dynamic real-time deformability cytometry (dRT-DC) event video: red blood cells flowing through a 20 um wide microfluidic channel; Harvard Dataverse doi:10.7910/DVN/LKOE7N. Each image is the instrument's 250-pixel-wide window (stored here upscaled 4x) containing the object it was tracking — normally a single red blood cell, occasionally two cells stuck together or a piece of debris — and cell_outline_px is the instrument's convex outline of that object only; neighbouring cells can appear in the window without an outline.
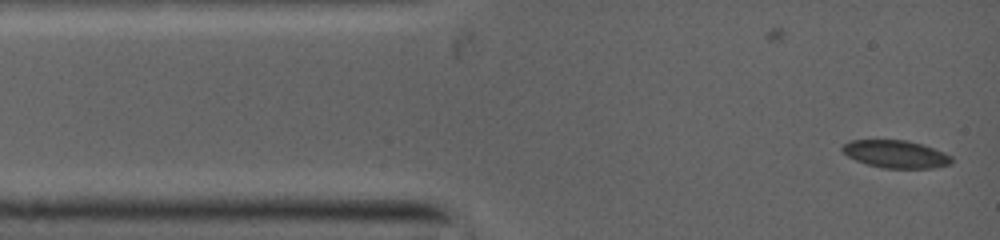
{"species": "common noctule bat (a hibernating species)", "species_latin": "Nyctalus noctula", "temperature_condition": "warm", "stored_images_in_passage": 2, "camera_frame_rate_fps": 5000, "um_per_image_px": 0.085, "animal": {"sex": "female", "body_mass_g": 19.0, "forearm_length_mm": 53.3}, "frame": {"image": 1, "passage_image": 2, "time_ms": 0.4, "image_size_px": [1000, 240], "cell_outline_px": [[952, 160], [948, 164], [932, 168], [884, 168], [868, 164], [856, 160], [848, 156], [840, 148], [844, 144], [852, 140], [904, 140], [920, 144], [932, 148], [952, 156]], "centroid_in_image_um": [76.11, 13.1], "position_along_channel_um": 8.9, "area_um2": 17.22}}